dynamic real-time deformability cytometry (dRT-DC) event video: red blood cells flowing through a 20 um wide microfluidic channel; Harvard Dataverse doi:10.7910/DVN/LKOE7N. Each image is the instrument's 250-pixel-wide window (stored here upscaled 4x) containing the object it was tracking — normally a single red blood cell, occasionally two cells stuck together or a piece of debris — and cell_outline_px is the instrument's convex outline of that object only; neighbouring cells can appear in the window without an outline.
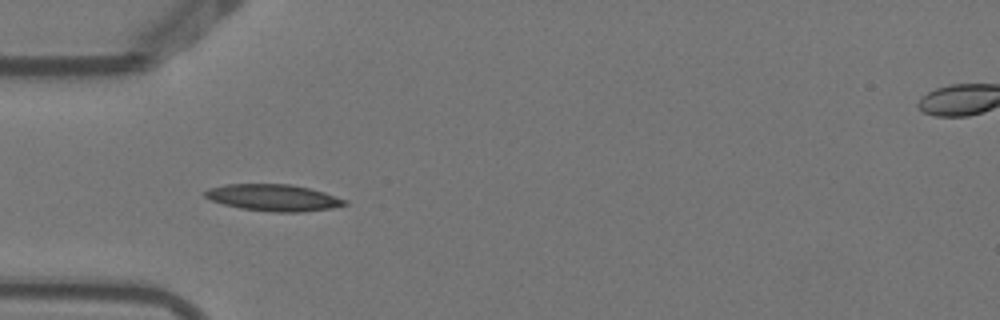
{"species": "Egyptian fruit bat (a non-hibernating species)", "species_latin": "Rousettus aegyptiacus", "temperature_condition": "warm", "stored_images_in_passage": 6, "camera_frame_rate_fps": 3000, "um_per_image_px": 0.085, "animal": {"sex": "female"}, "frame": {"image": 1, "passage_image": 2, "time_ms": 0.333, "image_size_px": [1000, 320], "cell_outline_px": [[348, 204], [332, 208], [300, 212], [272, 212], [240, 208], [224, 204], [212, 200], [204, 196], [204, 192], [208, 188], [224, 184], [292, 184], [324, 192], [348, 200]], "centroid_in_image_um": [23.25, 16.8], "position_along_channel_um": 61.7, "area_um2": 21.73}}
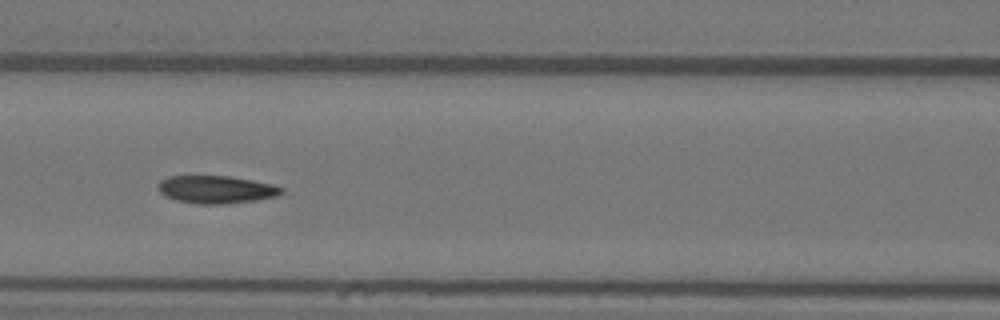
{"frame": {"image": 2, "passage_image": 4, "time_ms": 1.0, "image_size_px": [1000, 320], "cell_outline_px": [[284, 192], [276, 196], [256, 200], [224, 204], [196, 204], [176, 200], [160, 192], [160, 180], [168, 176], [228, 176], [252, 180], [272, 184], [284, 188]], "centroid_in_image_um": [18.41, 16.11], "position_along_channel_um": 148.2, "area_um2": 19.77}}
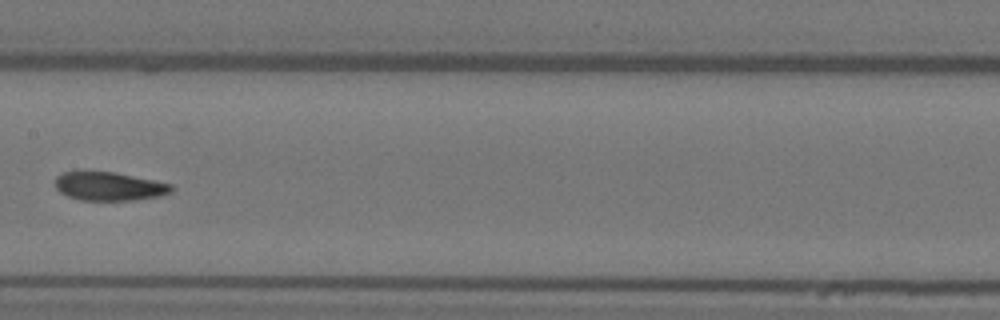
{"frame": {"image": 3, "passage_image": 5, "time_ms": 1.333, "image_size_px": [1000, 320], "cell_outline_px": [[172, 192], [160, 196], [136, 200], [80, 200], [68, 196], [60, 192], [56, 188], [56, 176], [64, 172], [116, 172], [172, 184]], "centroid_in_image_um": [9.3, 15.84], "position_along_channel_um": 198.1, "area_um2": 19.25}}